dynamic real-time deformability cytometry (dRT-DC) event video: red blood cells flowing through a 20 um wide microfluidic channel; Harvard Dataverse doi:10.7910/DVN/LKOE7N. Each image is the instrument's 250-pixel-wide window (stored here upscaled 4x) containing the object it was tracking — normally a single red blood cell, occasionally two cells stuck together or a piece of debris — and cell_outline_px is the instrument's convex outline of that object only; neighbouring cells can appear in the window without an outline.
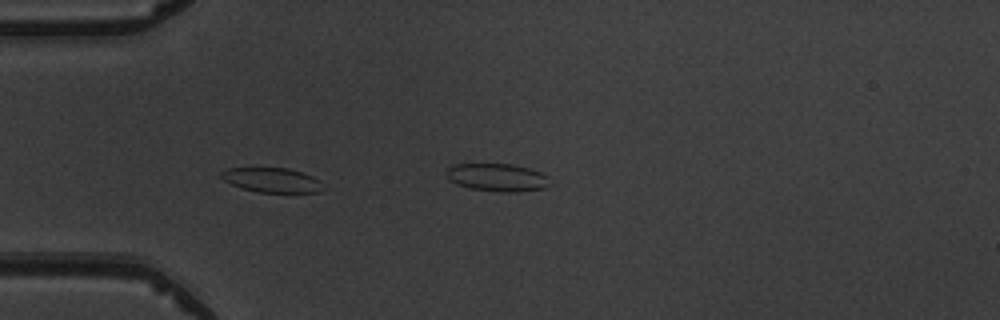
{"species": "common noctule bat (a hibernating species)", "species_latin": "Nyctalus noctula", "temperature_condition": "warm", "stored_images_in_passage": 11, "camera_frame_rate_fps": 3000, "um_per_image_px": 0.085, "animal": {"sex": "male", "body_mass_g": 19.5, "forearm_length_mm": 54.6}, "frame": {"image": 1, "passage_image": 5, "time_ms": 4.667, "image_size_px": [1000, 320], "cell_outline_px": [[320, 192], [256, 192], [232, 184], [224, 180], [220, 176], [220, 172], [228, 168], [288, 168], [304, 172], [320, 180]], "centroid_in_image_um": [23.09, 15.29], "position_along_channel_um": 61.9, "area_um2": 14.39}}
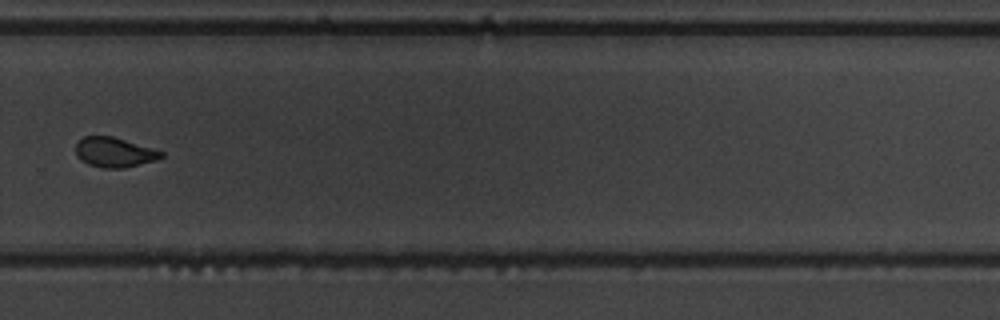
{"frame": {"image": 2, "passage_image": 11, "time_ms": 12.333, "image_size_px": [1000, 320], "cell_outline_px": [[164, 156], [156, 160], [124, 168], [104, 168], [88, 164], [80, 160], [76, 156], [76, 144], [84, 136], [112, 136], [152, 148], [164, 152]], "centroid_in_image_um": [9.71, 12.95], "position_along_channel_um": 320.1, "area_um2": 14.8}}